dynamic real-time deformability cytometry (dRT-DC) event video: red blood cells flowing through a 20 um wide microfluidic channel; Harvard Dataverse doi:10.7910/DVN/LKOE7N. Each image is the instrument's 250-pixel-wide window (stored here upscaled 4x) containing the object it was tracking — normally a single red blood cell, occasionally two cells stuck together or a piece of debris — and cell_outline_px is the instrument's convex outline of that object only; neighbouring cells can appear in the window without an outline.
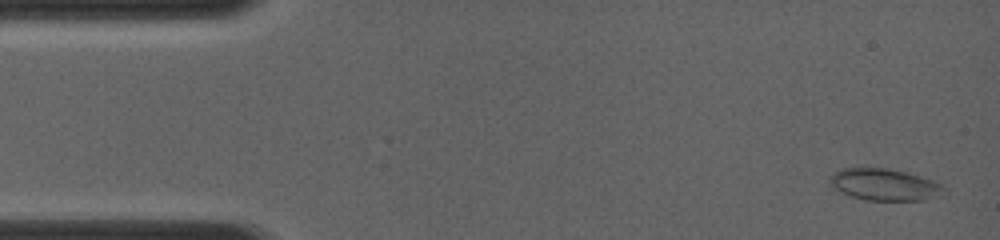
{"species": "common noctule bat (a hibernating species)", "species_latin": "Nyctalus noctula", "temperature_condition": "room temperature", "stored_images_in_passage": 57, "camera_frame_rate_fps": 4000, "um_per_image_px": 0.085, "animal": {"sex": "female", "body_mass_g": 19.0, "forearm_length_mm": 56.7}, "frame": {"image": 1, "passage_image": 2, "time_ms": 0.25, "image_size_px": [1000, 240], "cell_outline_px": [[948, 188], [924, 200], [864, 200], [840, 192], [832, 188], [828, 184], [828, 176], [844, 168], [884, 168], [904, 172], [920, 176], [932, 180]], "centroid_in_image_um": [75.08, 15.69], "position_along_channel_um": 9.9, "area_um2": 20.87}}
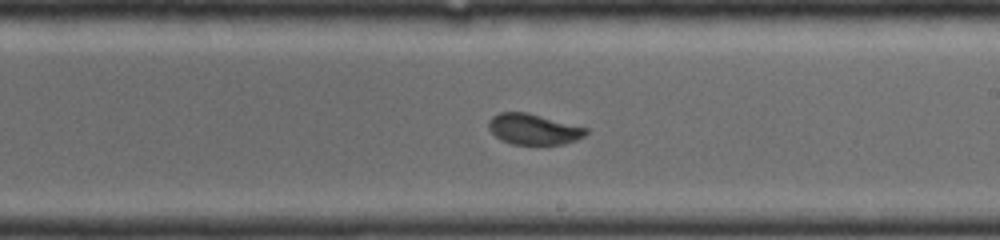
{"frame": {"image": 2, "passage_image": 38, "time_ms": 7.75, "image_size_px": [1000, 240], "cell_outline_px": [[588, 132], [584, 136], [576, 140], [564, 144], [512, 144], [500, 140], [488, 128], [488, 124], [492, 116], [500, 112], [528, 112], [588, 128]], "centroid_in_image_um": [45.35, 10.98], "position_along_channel_um": 243.6, "area_um2": 17.46}}
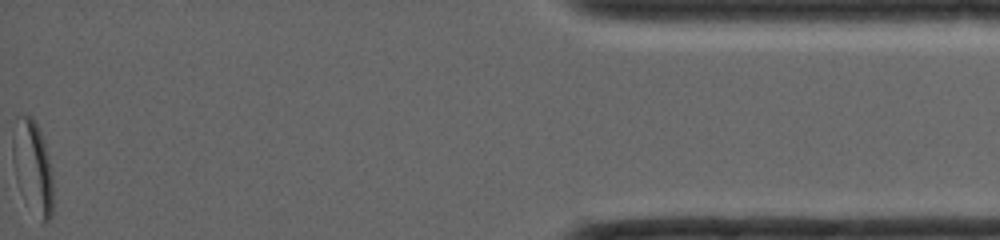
{"frame": {"image": 3, "passage_image": 57, "time_ms": 13.5, "image_size_px": [1000, 240], "cell_outline_px": [[52, 216], [44, 224], [24, 200], [20, 192], [12, 160], [12, 132], [16, 116], [32, 116], [40, 132], [48, 156], [52, 172]], "centroid_in_image_um": [2.75, 14.19], "position_along_channel_um": 432.4, "area_um2": 21.96}}